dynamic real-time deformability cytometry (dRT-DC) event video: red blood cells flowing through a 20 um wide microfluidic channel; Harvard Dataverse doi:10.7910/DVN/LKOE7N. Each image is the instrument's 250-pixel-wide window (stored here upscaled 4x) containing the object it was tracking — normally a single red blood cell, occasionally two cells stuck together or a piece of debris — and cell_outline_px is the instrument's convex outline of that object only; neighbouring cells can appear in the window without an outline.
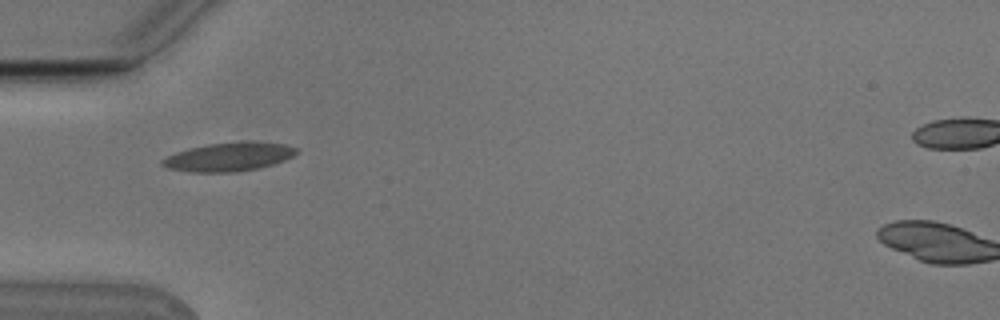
{"species": "Egyptian fruit bat (a non-hibernating species)", "species_latin": "Rousettus aegyptiacus", "temperature_condition": "cold", "stored_images_in_passage": 36, "camera_frame_rate_fps": 3000, "um_per_image_px": 0.085, "animal": {"sex": "male"}, "frame": {"image": 1, "passage_image": 2, "time_ms": 0.333, "image_size_px": [1000, 320], "cell_outline_px": [[296, 152], [292, 156], [284, 160], [272, 164], [256, 168], [232, 172], [188, 172], [168, 168], [160, 164], [160, 160], [176, 152], [188, 148], [208, 144], [248, 140], [252, 140], [284, 144], [296, 148]], "centroid_in_image_um": [19.41, 13.31], "position_along_channel_um": 65.6, "area_um2": 22.43}}
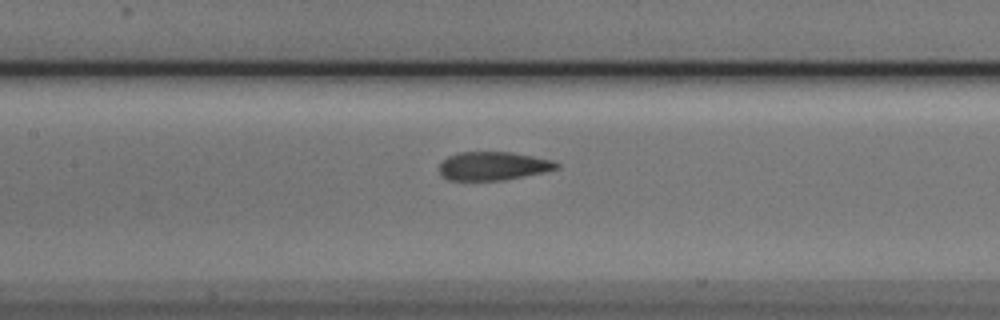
{"frame": {"image": 2, "passage_image": 10, "time_ms": 3.0, "image_size_px": [1000, 320], "cell_outline_px": [[560, 168], [544, 172], [500, 180], [448, 180], [440, 176], [440, 164], [448, 156], [460, 152], [512, 152], [552, 160], [560, 164]], "centroid_in_image_um": [41.91, 14.1], "position_along_channel_um": 165.5, "area_um2": 19.36}}
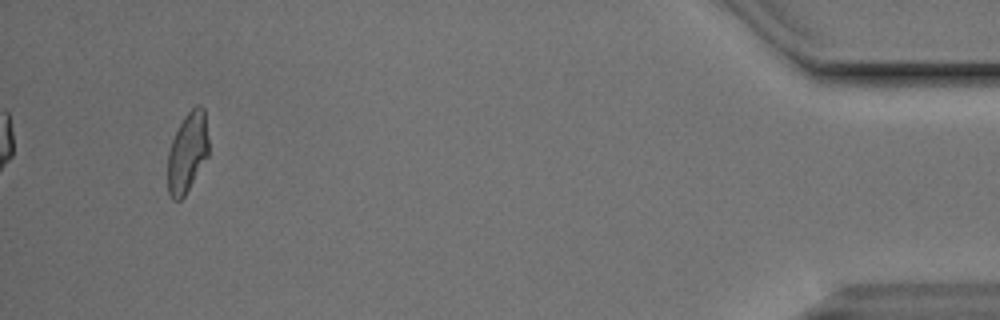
{"frame": {"image": 3, "passage_image": 36, "time_ms": 11.667, "image_size_px": [1000, 320], "cell_outline_px": [[208, 156], [184, 196], [180, 200], [172, 200], [168, 192], [168, 152], [172, 140], [184, 116], [196, 104], [200, 104], [204, 108], [208, 136]], "centroid_in_image_um": [15.93, 12.94], "position_along_channel_um": 419.3, "area_um2": 19.02}, "authors_computed_cell_mechanics": {"area_um2": 20.1722, "velocity_mm_per_s": 3.7834, "shape_relaxation_time_tau1_ms": null, "shape_relaxation_time_tau2_ms": 1.3989, "deformation_change_tau1": null, "deformation_change_tau2": 0.0687}}